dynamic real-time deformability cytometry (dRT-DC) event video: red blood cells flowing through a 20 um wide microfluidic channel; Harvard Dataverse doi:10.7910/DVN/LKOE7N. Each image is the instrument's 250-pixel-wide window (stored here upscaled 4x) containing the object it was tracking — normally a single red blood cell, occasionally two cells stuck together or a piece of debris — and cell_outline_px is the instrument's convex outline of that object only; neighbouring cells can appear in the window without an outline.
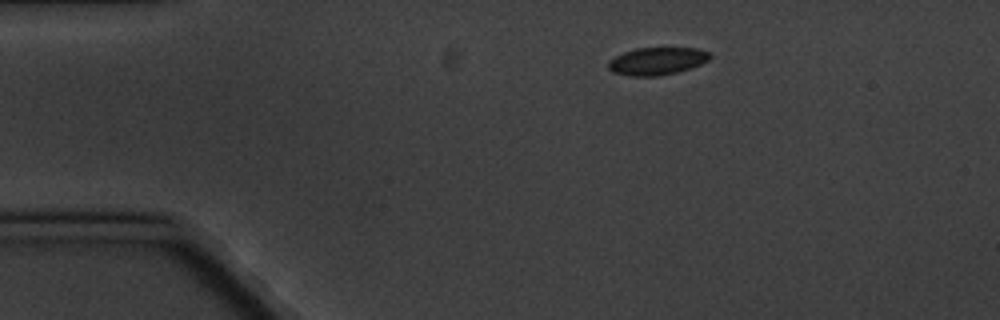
{"species": "common noctule bat (a hibernating species)", "species_latin": "Nyctalus noctula", "temperature_condition": "cold", "stored_images_in_passage": 2, "camera_frame_rate_fps": 3000, "um_per_image_px": 0.085, "animal": {"sex": "male", "body_mass_g": 20.1, "forearm_length_mm": 53.5}, "frame": {"image": 1, "passage_image": 1, "time_ms": 0.0, "image_size_px": [1000, 320], "cell_outline_px": [[712, 56], [708, 60], [700, 64], [676, 72], [656, 76], [628, 76], [612, 72], [608, 68], [608, 60], [624, 52], [636, 48], [700, 48], [712, 52]], "centroid_in_image_um": [55.85, 5.18], "position_along_channel_um": 29.2, "area_um2": 16.36}}